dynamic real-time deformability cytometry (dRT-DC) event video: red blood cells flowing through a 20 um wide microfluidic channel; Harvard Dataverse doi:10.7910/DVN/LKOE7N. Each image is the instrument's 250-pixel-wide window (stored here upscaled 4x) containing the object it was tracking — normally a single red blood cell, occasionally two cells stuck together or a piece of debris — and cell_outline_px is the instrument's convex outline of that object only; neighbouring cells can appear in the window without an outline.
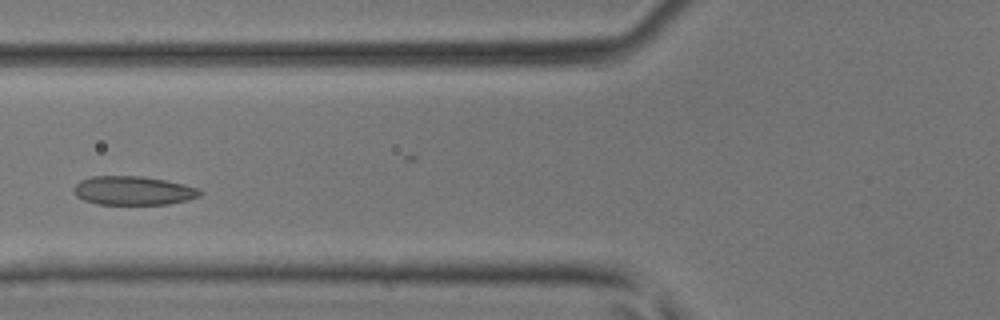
{"species": "common noctule bat (a hibernating species)", "species_latin": "Nyctalus noctula", "temperature_condition": "room temperature", "stored_images_in_passage": 34, "camera_frame_rate_fps": 3000, "um_per_image_px": 0.085, "animal": {"sex": "male", "body_mass_g": 17.9, "forearm_length_mm": 54.2}, "frame": {"image": 1, "passage_image": 6, "time_ms": 1.667, "image_size_px": [1000, 320], "cell_outline_px": [[200, 196], [188, 200], [168, 204], [96, 204], [84, 200], [76, 196], [72, 192], [72, 188], [80, 180], [92, 176], [140, 176], [164, 180], [184, 184], [200, 188]], "centroid_in_image_um": [11.29, 16.2], "position_along_channel_um": 114.5, "area_um2": 21.27}}
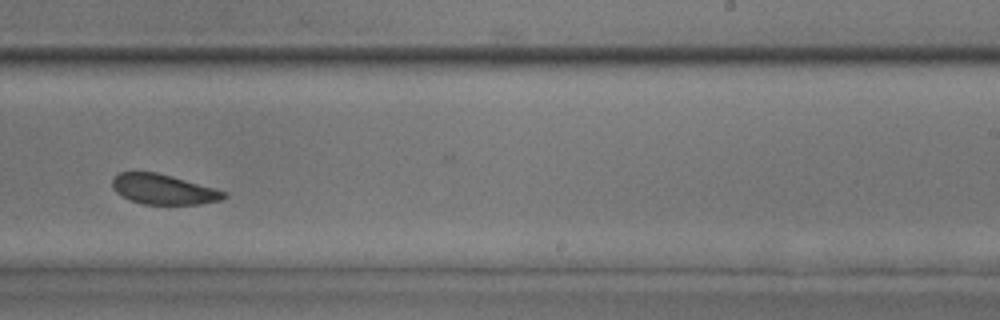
{"frame": {"image": 2, "passage_image": 17, "time_ms": 5.333, "image_size_px": [1000, 320], "cell_outline_px": [[228, 196], [220, 200], [200, 204], [144, 204], [132, 200], [116, 192], [112, 188], [112, 176], [120, 172], [156, 172], [172, 176], [216, 188], [228, 192]], "centroid_in_image_um": [13.91, 16.08], "position_along_channel_um": 275.1, "area_um2": 19.59}}
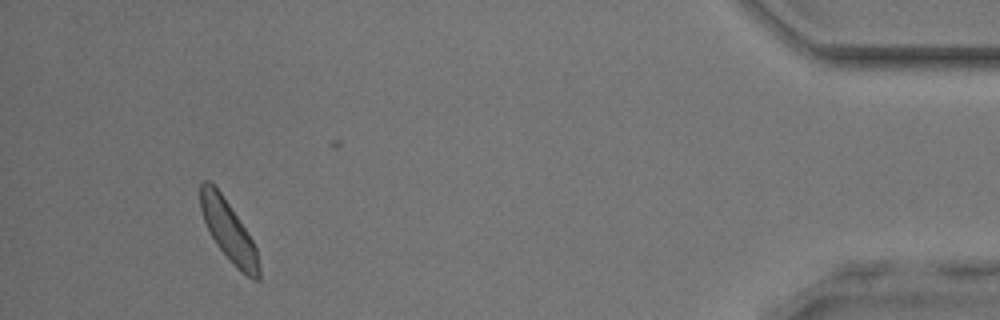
{"frame": {"image": 3, "passage_image": 31, "time_ms": 10.0, "image_size_px": [1000, 320], "cell_outline_px": [[260, 280], [252, 280], [236, 268], [232, 264], [216, 244], [204, 220], [200, 208], [200, 184], [204, 180], [208, 180], [220, 192], [252, 240], [256, 248], [260, 268]], "centroid_in_image_um": [19.43, 19.68], "position_along_channel_um": 415.8, "area_um2": 20.17}}